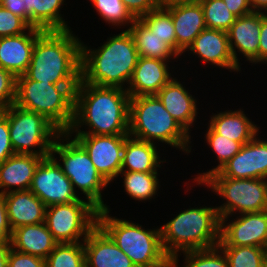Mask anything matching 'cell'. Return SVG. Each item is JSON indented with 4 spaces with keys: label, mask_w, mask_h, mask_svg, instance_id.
Masks as SVG:
<instances>
[{
    "label": "cell",
    "mask_w": 267,
    "mask_h": 267,
    "mask_svg": "<svg viewBox=\"0 0 267 267\" xmlns=\"http://www.w3.org/2000/svg\"><path fill=\"white\" fill-rule=\"evenodd\" d=\"M100 175L108 182L121 172L123 149L129 135L74 134Z\"/></svg>",
    "instance_id": "13"
},
{
    "label": "cell",
    "mask_w": 267,
    "mask_h": 267,
    "mask_svg": "<svg viewBox=\"0 0 267 267\" xmlns=\"http://www.w3.org/2000/svg\"><path fill=\"white\" fill-rule=\"evenodd\" d=\"M202 184L226 200L216 206L221 222H227L235 212L243 214L267 210L266 179L207 177Z\"/></svg>",
    "instance_id": "10"
},
{
    "label": "cell",
    "mask_w": 267,
    "mask_h": 267,
    "mask_svg": "<svg viewBox=\"0 0 267 267\" xmlns=\"http://www.w3.org/2000/svg\"><path fill=\"white\" fill-rule=\"evenodd\" d=\"M72 32L71 29L43 31L35 41L24 75L37 82L79 85L81 39Z\"/></svg>",
    "instance_id": "2"
},
{
    "label": "cell",
    "mask_w": 267,
    "mask_h": 267,
    "mask_svg": "<svg viewBox=\"0 0 267 267\" xmlns=\"http://www.w3.org/2000/svg\"><path fill=\"white\" fill-rule=\"evenodd\" d=\"M166 9L171 13L175 28L176 53L185 54L199 33L207 28L201 4H179Z\"/></svg>",
    "instance_id": "21"
},
{
    "label": "cell",
    "mask_w": 267,
    "mask_h": 267,
    "mask_svg": "<svg viewBox=\"0 0 267 267\" xmlns=\"http://www.w3.org/2000/svg\"><path fill=\"white\" fill-rule=\"evenodd\" d=\"M31 26L21 17L0 5V38L25 33Z\"/></svg>",
    "instance_id": "38"
},
{
    "label": "cell",
    "mask_w": 267,
    "mask_h": 267,
    "mask_svg": "<svg viewBox=\"0 0 267 267\" xmlns=\"http://www.w3.org/2000/svg\"><path fill=\"white\" fill-rule=\"evenodd\" d=\"M257 136L244 144L220 170L208 177L267 180V141Z\"/></svg>",
    "instance_id": "14"
},
{
    "label": "cell",
    "mask_w": 267,
    "mask_h": 267,
    "mask_svg": "<svg viewBox=\"0 0 267 267\" xmlns=\"http://www.w3.org/2000/svg\"><path fill=\"white\" fill-rule=\"evenodd\" d=\"M169 61L139 57L126 91L130 97L156 95L173 77Z\"/></svg>",
    "instance_id": "20"
},
{
    "label": "cell",
    "mask_w": 267,
    "mask_h": 267,
    "mask_svg": "<svg viewBox=\"0 0 267 267\" xmlns=\"http://www.w3.org/2000/svg\"><path fill=\"white\" fill-rule=\"evenodd\" d=\"M205 138L209 148H212V151L216 154L219 164L215 168L210 169L207 172L199 173L197 177H194L193 180L197 185H201L209 175L220 170L222 166L233 158L243 146L240 142L233 141L217 134L210 126L206 131Z\"/></svg>",
    "instance_id": "31"
},
{
    "label": "cell",
    "mask_w": 267,
    "mask_h": 267,
    "mask_svg": "<svg viewBox=\"0 0 267 267\" xmlns=\"http://www.w3.org/2000/svg\"><path fill=\"white\" fill-rule=\"evenodd\" d=\"M220 227L221 218L216 206L190 207L159 227L163 249L172 259V264H178L180 251L217 246Z\"/></svg>",
    "instance_id": "4"
},
{
    "label": "cell",
    "mask_w": 267,
    "mask_h": 267,
    "mask_svg": "<svg viewBox=\"0 0 267 267\" xmlns=\"http://www.w3.org/2000/svg\"><path fill=\"white\" fill-rule=\"evenodd\" d=\"M221 222L219 246H257L267 249V210L239 214Z\"/></svg>",
    "instance_id": "15"
},
{
    "label": "cell",
    "mask_w": 267,
    "mask_h": 267,
    "mask_svg": "<svg viewBox=\"0 0 267 267\" xmlns=\"http://www.w3.org/2000/svg\"><path fill=\"white\" fill-rule=\"evenodd\" d=\"M99 16L113 26H130L135 18L127 10L122 0H90Z\"/></svg>",
    "instance_id": "36"
},
{
    "label": "cell",
    "mask_w": 267,
    "mask_h": 267,
    "mask_svg": "<svg viewBox=\"0 0 267 267\" xmlns=\"http://www.w3.org/2000/svg\"><path fill=\"white\" fill-rule=\"evenodd\" d=\"M43 158L33 154H14L1 163L0 194L29 190L35 170Z\"/></svg>",
    "instance_id": "24"
},
{
    "label": "cell",
    "mask_w": 267,
    "mask_h": 267,
    "mask_svg": "<svg viewBox=\"0 0 267 267\" xmlns=\"http://www.w3.org/2000/svg\"><path fill=\"white\" fill-rule=\"evenodd\" d=\"M262 267H267V255L265 256L264 265Z\"/></svg>",
    "instance_id": "50"
},
{
    "label": "cell",
    "mask_w": 267,
    "mask_h": 267,
    "mask_svg": "<svg viewBox=\"0 0 267 267\" xmlns=\"http://www.w3.org/2000/svg\"><path fill=\"white\" fill-rule=\"evenodd\" d=\"M16 77L0 67V111L15 102Z\"/></svg>",
    "instance_id": "39"
},
{
    "label": "cell",
    "mask_w": 267,
    "mask_h": 267,
    "mask_svg": "<svg viewBox=\"0 0 267 267\" xmlns=\"http://www.w3.org/2000/svg\"><path fill=\"white\" fill-rule=\"evenodd\" d=\"M130 95L125 89L87 84L80 79L74 93L71 134L129 135ZM87 126L83 131L81 126Z\"/></svg>",
    "instance_id": "1"
},
{
    "label": "cell",
    "mask_w": 267,
    "mask_h": 267,
    "mask_svg": "<svg viewBox=\"0 0 267 267\" xmlns=\"http://www.w3.org/2000/svg\"><path fill=\"white\" fill-rule=\"evenodd\" d=\"M259 63L267 64V13L261 12Z\"/></svg>",
    "instance_id": "44"
},
{
    "label": "cell",
    "mask_w": 267,
    "mask_h": 267,
    "mask_svg": "<svg viewBox=\"0 0 267 267\" xmlns=\"http://www.w3.org/2000/svg\"><path fill=\"white\" fill-rule=\"evenodd\" d=\"M186 51L197 55L205 63H211L210 65L236 72L241 70V66L233 58L225 31L204 29Z\"/></svg>",
    "instance_id": "16"
},
{
    "label": "cell",
    "mask_w": 267,
    "mask_h": 267,
    "mask_svg": "<svg viewBox=\"0 0 267 267\" xmlns=\"http://www.w3.org/2000/svg\"><path fill=\"white\" fill-rule=\"evenodd\" d=\"M57 244L45 222L12 230L10 247L24 254L46 259Z\"/></svg>",
    "instance_id": "25"
},
{
    "label": "cell",
    "mask_w": 267,
    "mask_h": 267,
    "mask_svg": "<svg viewBox=\"0 0 267 267\" xmlns=\"http://www.w3.org/2000/svg\"><path fill=\"white\" fill-rule=\"evenodd\" d=\"M199 3L208 29L227 32L237 18L223 0H199Z\"/></svg>",
    "instance_id": "35"
},
{
    "label": "cell",
    "mask_w": 267,
    "mask_h": 267,
    "mask_svg": "<svg viewBox=\"0 0 267 267\" xmlns=\"http://www.w3.org/2000/svg\"><path fill=\"white\" fill-rule=\"evenodd\" d=\"M64 0H29L26 12L29 14V25L44 31L69 30L70 26L60 13Z\"/></svg>",
    "instance_id": "28"
},
{
    "label": "cell",
    "mask_w": 267,
    "mask_h": 267,
    "mask_svg": "<svg viewBox=\"0 0 267 267\" xmlns=\"http://www.w3.org/2000/svg\"><path fill=\"white\" fill-rule=\"evenodd\" d=\"M78 85H54L16 77L15 102L22 109L36 112L61 133L67 132L74 118V93Z\"/></svg>",
    "instance_id": "7"
},
{
    "label": "cell",
    "mask_w": 267,
    "mask_h": 267,
    "mask_svg": "<svg viewBox=\"0 0 267 267\" xmlns=\"http://www.w3.org/2000/svg\"><path fill=\"white\" fill-rule=\"evenodd\" d=\"M163 42L167 43L176 52V34L171 13L162 7L139 18Z\"/></svg>",
    "instance_id": "33"
},
{
    "label": "cell",
    "mask_w": 267,
    "mask_h": 267,
    "mask_svg": "<svg viewBox=\"0 0 267 267\" xmlns=\"http://www.w3.org/2000/svg\"><path fill=\"white\" fill-rule=\"evenodd\" d=\"M72 136L67 132L60 133L53 143L50 155L69 178L76 193L78 188L86 196L87 201L99 210L105 209L107 205L101 193L109 183L96 170L86 150L74 138L72 139ZM56 154L62 163L55 158Z\"/></svg>",
    "instance_id": "8"
},
{
    "label": "cell",
    "mask_w": 267,
    "mask_h": 267,
    "mask_svg": "<svg viewBox=\"0 0 267 267\" xmlns=\"http://www.w3.org/2000/svg\"><path fill=\"white\" fill-rule=\"evenodd\" d=\"M45 267H86L83 242L58 243L45 259Z\"/></svg>",
    "instance_id": "32"
},
{
    "label": "cell",
    "mask_w": 267,
    "mask_h": 267,
    "mask_svg": "<svg viewBox=\"0 0 267 267\" xmlns=\"http://www.w3.org/2000/svg\"><path fill=\"white\" fill-rule=\"evenodd\" d=\"M261 30V12L236 18L227 31L231 53L235 62L240 66L237 52L249 63H259V42ZM237 48V51H236Z\"/></svg>",
    "instance_id": "17"
},
{
    "label": "cell",
    "mask_w": 267,
    "mask_h": 267,
    "mask_svg": "<svg viewBox=\"0 0 267 267\" xmlns=\"http://www.w3.org/2000/svg\"><path fill=\"white\" fill-rule=\"evenodd\" d=\"M126 194L134 200L146 201L155 198L159 187L158 172L121 171Z\"/></svg>",
    "instance_id": "30"
},
{
    "label": "cell",
    "mask_w": 267,
    "mask_h": 267,
    "mask_svg": "<svg viewBox=\"0 0 267 267\" xmlns=\"http://www.w3.org/2000/svg\"><path fill=\"white\" fill-rule=\"evenodd\" d=\"M122 2L135 19L159 7L157 0H122Z\"/></svg>",
    "instance_id": "42"
},
{
    "label": "cell",
    "mask_w": 267,
    "mask_h": 267,
    "mask_svg": "<svg viewBox=\"0 0 267 267\" xmlns=\"http://www.w3.org/2000/svg\"><path fill=\"white\" fill-rule=\"evenodd\" d=\"M8 263V245L0 247V267H7Z\"/></svg>",
    "instance_id": "49"
},
{
    "label": "cell",
    "mask_w": 267,
    "mask_h": 267,
    "mask_svg": "<svg viewBox=\"0 0 267 267\" xmlns=\"http://www.w3.org/2000/svg\"><path fill=\"white\" fill-rule=\"evenodd\" d=\"M159 7L168 8L179 4H191L199 2V0H157Z\"/></svg>",
    "instance_id": "47"
},
{
    "label": "cell",
    "mask_w": 267,
    "mask_h": 267,
    "mask_svg": "<svg viewBox=\"0 0 267 267\" xmlns=\"http://www.w3.org/2000/svg\"><path fill=\"white\" fill-rule=\"evenodd\" d=\"M157 144L141 141L133 137L125 140L122 156L121 171L130 172H158L166 160H161L157 151Z\"/></svg>",
    "instance_id": "27"
},
{
    "label": "cell",
    "mask_w": 267,
    "mask_h": 267,
    "mask_svg": "<svg viewBox=\"0 0 267 267\" xmlns=\"http://www.w3.org/2000/svg\"><path fill=\"white\" fill-rule=\"evenodd\" d=\"M132 34L139 57L162 59L168 61L179 55L165 42L162 41L140 20L135 19L133 24L127 28Z\"/></svg>",
    "instance_id": "29"
},
{
    "label": "cell",
    "mask_w": 267,
    "mask_h": 267,
    "mask_svg": "<svg viewBox=\"0 0 267 267\" xmlns=\"http://www.w3.org/2000/svg\"><path fill=\"white\" fill-rule=\"evenodd\" d=\"M210 119L208 126L217 134L240 142L243 145L248 143L259 133V127H257L241 109L234 111L226 110L224 112L220 111L218 114H213L212 117L210 116Z\"/></svg>",
    "instance_id": "26"
},
{
    "label": "cell",
    "mask_w": 267,
    "mask_h": 267,
    "mask_svg": "<svg viewBox=\"0 0 267 267\" xmlns=\"http://www.w3.org/2000/svg\"><path fill=\"white\" fill-rule=\"evenodd\" d=\"M229 267H262L267 249L257 246H220Z\"/></svg>",
    "instance_id": "34"
},
{
    "label": "cell",
    "mask_w": 267,
    "mask_h": 267,
    "mask_svg": "<svg viewBox=\"0 0 267 267\" xmlns=\"http://www.w3.org/2000/svg\"><path fill=\"white\" fill-rule=\"evenodd\" d=\"M3 196L12 230L45 222L47 206L30 190L11 191Z\"/></svg>",
    "instance_id": "23"
},
{
    "label": "cell",
    "mask_w": 267,
    "mask_h": 267,
    "mask_svg": "<svg viewBox=\"0 0 267 267\" xmlns=\"http://www.w3.org/2000/svg\"><path fill=\"white\" fill-rule=\"evenodd\" d=\"M252 11L267 13V0H249Z\"/></svg>",
    "instance_id": "48"
},
{
    "label": "cell",
    "mask_w": 267,
    "mask_h": 267,
    "mask_svg": "<svg viewBox=\"0 0 267 267\" xmlns=\"http://www.w3.org/2000/svg\"><path fill=\"white\" fill-rule=\"evenodd\" d=\"M46 206L75 202L80 199L69 178L50 155L39 163L29 189Z\"/></svg>",
    "instance_id": "12"
},
{
    "label": "cell",
    "mask_w": 267,
    "mask_h": 267,
    "mask_svg": "<svg viewBox=\"0 0 267 267\" xmlns=\"http://www.w3.org/2000/svg\"><path fill=\"white\" fill-rule=\"evenodd\" d=\"M11 235L12 229L8 221L5 198L0 194V247L10 244Z\"/></svg>",
    "instance_id": "43"
},
{
    "label": "cell",
    "mask_w": 267,
    "mask_h": 267,
    "mask_svg": "<svg viewBox=\"0 0 267 267\" xmlns=\"http://www.w3.org/2000/svg\"><path fill=\"white\" fill-rule=\"evenodd\" d=\"M110 208L98 211V225L131 259L136 267H171L172 259L163 249L160 228L142 225L109 215Z\"/></svg>",
    "instance_id": "6"
},
{
    "label": "cell",
    "mask_w": 267,
    "mask_h": 267,
    "mask_svg": "<svg viewBox=\"0 0 267 267\" xmlns=\"http://www.w3.org/2000/svg\"><path fill=\"white\" fill-rule=\"evenodd\" d=\"M0 5L23 18L29 24V14L26 12L24 0H0Z\"/></svg>",
    "instance_id": "45"
},
{
    "label": "cell",
    "mask_w": 267,
    "mask_h": 267,
    "mask_svg": "<svg viewBox=\"0 0 267 267\" xmlns=\"http://www.w3.org/2000/svg\"><path fill=\"white\" fill-rule=\"evenodd\" d=\"M129 136L141 141L162 142L191 152L190 134L170 115L156 95L130 97Z\"/></svg>",
    "instance_id": "5"
},
{
    "label": "cell",
    "mask_w": 267,
    "mask_h": 267,
    "mask_svg": "<svg viewBox=\"0 0 267 267\" xmlns=\"http://www.w3.org/2000/svg\"><path fill=\"white\" fill-rule=\"evenodd\" d=\"M227 8L238 18L252 13L249 0H223Z\"/></svg>",
    "instance_id": "46"
},
{
    "label": "cell",
    "mask_w": 267,
    "mask_h": 267,
    "mask_svg": "<svg viewBox=\"0 0 267 267\" xmlns=\"http://www.w3.org/2000/svg\"><path fill=\"white\" fill-rule=\"evenodd\" d=\"M183 254L185 257L183 267H229L228 260L219 245L206 249L186 251ZM172 266L178 267L177 264H172Z\"/></svg>",
    "instance_id": "37"
},
{
    "label": "cell",
    "mask_w": 267,
    "mask_h": 267,
    "mask_svg": "<svg viewBox=\"0 0 267 267\" xmlns=\"http://www.w3.org/2000/svg\"><path fill=\"white\" fill-rule=\"evenodd\" d=\"M0 112L8 119L10 141L15 154L50 156L53 143L61 133L50 121L39 113L15 104ZM36 147L38 150H34Z\"/></svg>",
    "instance_id": "9"
},
{
    "label": "cell",
    "mask_w": 267,
    "mask_h": 267,
    "mask_svg": "<svg viewBox=\"0 0 267 267\" xmlns=\"http://www.w3.org/2000/svg\"><path fill=\"white\" fill-rule=\"evenodd\" d=\"M170 115L190 134L197 118V100L176 78H172L156 94Z\"/></svg>",
    "instance_id": "22"
},
{
    "label": "cell",
    "mask_w": 267,
    "mask_h": 267,
    "mask_svg": "<svg viewBox=\"0 0 267 267\" xmlns=\"http://www.w3.org/2000/svg\"><path fill=\"white\" fill-rule=\"evenodd\" d=\"M98 211L84 199L50 205L46 208L45 223L58 243L83 242L98 225Z\"/></svg>",
    "instance_id": "11"
},
{
    "label": "cell",
    "mask_w": 267,
    "mask_h": 267,
    "mask_svg": "<svg viewBox=\"0 0 267 267\" xmlns=\"http://www.w3.org/2000/svg\"><path fill=\"white\" fill-rule=\"evenodd\" d=\"M138 59L135 41L128 29L107 38L98 49H90L81 41V80L126 90Z\"/></svg>",
    "instance_id": "3"
},
{
    "label": "cell",
    "mask_w": 267,
    "mask_h": 267,
    "mask_svg": "<svg viewBox=\"0 0 267 267\" xmlns=\"http://www.w3.org/2000/svg\"><path fill=\"white\" fill-rule=\"evenodd\" d=\"M7 267H45V259L18 252L9 244Z\"/></svg>",
    "instance_id": "40"
},
{
    "label": "cell",
    "mask_w": 267,
    "mask_h": 267,
    "mask_svg": "<svg viewBox=\"0 0 267 267\" xmlns=\"http://www.w3.org/2000/svg\"><path fill=\"white\" fill-rule=\"evenodd\" d=\"M83 244L86 267H136L99 225L88 234Z\"/></svg>",
    "instance_id": "18"
},
{
    "label": "cell",
    "mask_w": 267,
    "mask_h": 267,
    "mask_svg": "<svg viewBox=\"0 0 267 267\" xmlns=\"http://www.w3.org/2000/svg\"><path fill=\"white\" fill-rule=\"evenodd\" d=\"M25 1V5L28 6L29 5V0H24Z\"/></svg>",
    "instance_id": "51"
},
{
    "label": "cell",
    "mask_w": 267,
    "mask_h": 267,
    "mask_svg": "<svg viewBox=\"0 0 267 267\" xmlns=\"http://www.w3.org/2000/svg\"><path fill=\"white\" fill-rule=\"evenodd\" d=\"M44 30L31 27L27 32L0 38V67L15 77L23 75L31 62L37 37Z\"/></svg>",
    "instance_id": "19"
},
{
    "label": "cell",
    "mask_w": 267,
    "mask_h": 267,
    "mask_svg": "<svg viewBox=\"0 0 267 267\" xmlns=\"http://www.w3.org/2000/svg\"><path fill=\"white\" fill-rule=\"evenodd\" d=\"M14 154L10 141L8 119L0 112V164Z\"/></svg>",
    "instance_id": "41"
}]
</instances>
